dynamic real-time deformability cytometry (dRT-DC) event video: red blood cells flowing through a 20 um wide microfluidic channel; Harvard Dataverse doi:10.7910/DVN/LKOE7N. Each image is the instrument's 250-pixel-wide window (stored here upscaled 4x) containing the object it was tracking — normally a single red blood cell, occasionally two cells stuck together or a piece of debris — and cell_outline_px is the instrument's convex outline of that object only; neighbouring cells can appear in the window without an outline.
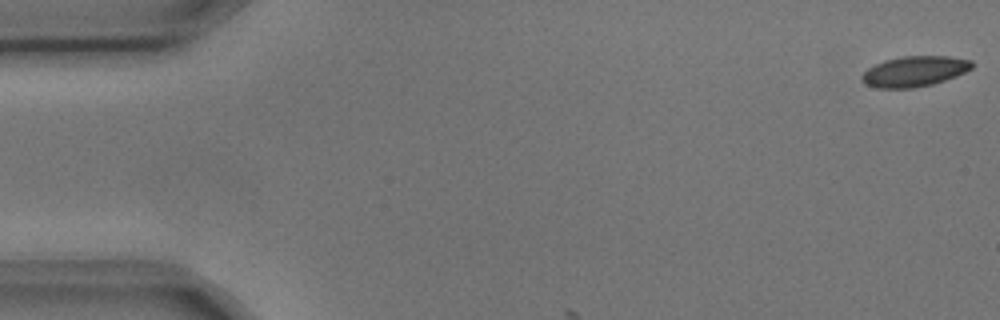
{"species": "common noctule bat (a hibernating species)", "species_latin": "Nyctalus noctula", "temperature_condition": "cold", "stored_images_in_passage": 3, "camera_frame_rate_fps": 3000, "um_per_image_px": 0.085, "animal": {"sex": "male", "body_mass_g": 17.9, "forearm_length_mm": 54.2}, "frame": {"image": 1, "passage_image": 1, "time_ms": 0.0, "image_size_px": [1000, 320], "cell_outline_px": [[972, 68], [956, 76], [932, 84], [912, 88], [876, 88], [864, 84], [860, 80], [860, 76], [868, 68], [884, 60], [904, 56], [948, 56], [972, 60]], "centroid_in_image_um": [77.69, 6.07], "position_along_channel_um": 7.3, "area_um2": 19.54}}